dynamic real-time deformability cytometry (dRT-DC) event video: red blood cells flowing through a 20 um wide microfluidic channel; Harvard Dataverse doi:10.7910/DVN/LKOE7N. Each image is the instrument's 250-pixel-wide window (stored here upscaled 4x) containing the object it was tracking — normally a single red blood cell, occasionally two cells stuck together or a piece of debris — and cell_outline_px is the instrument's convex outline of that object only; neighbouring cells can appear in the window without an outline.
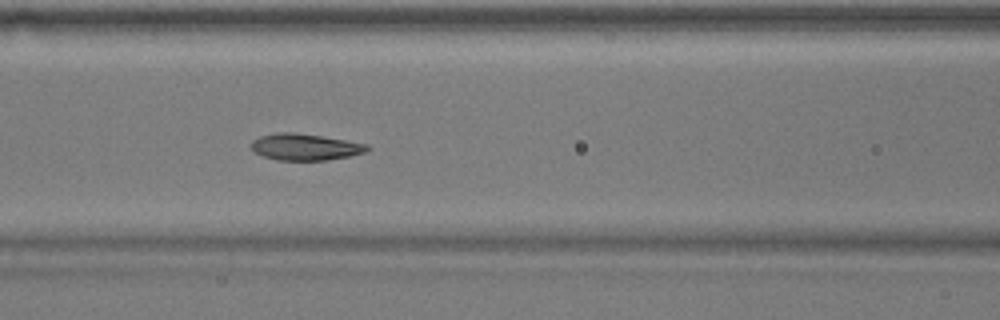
{"species": "common noctule bat (a hibernating species)", "species_latin": "Nyctalus noctula", "temperature_condition": "warm", "stored_images_in_passage": 54, "camera_frame_rate_fps": 3000, "um_per_image_px": 0.085, "animal": {"sex": "male", "body_mass_g": 17.9}, "frame": {"image": 1, "passage_image": 23, "time_ms": 7.333, "image_size_px": [1000, 320], "cell_outline_px": [[372, 148], [364, 152], [348, 156], [324, 160], [276, 160], [252, 152], [252, 140], [260, 136], [280, 132], [296, 132], [324, 136], [368, 144]], "centroid_in_image_um": [25.93, 12.48], "position_along_channel_um": 140.7, "area_um2": 17.98}}
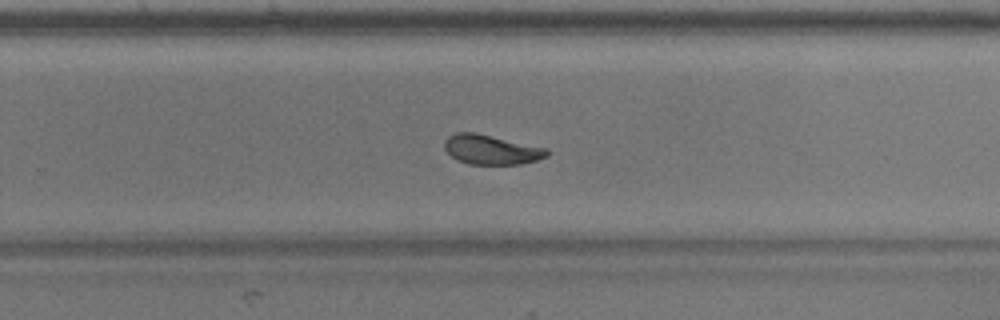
{"frame": {"image": 2, "passage_image": 35, "time_ms": 11.333, "image_size_px": [1000, 320], "cell_outline_px": [[548, 156], [536, 160], [520, 164], [468, 164], [456, 160], [444, 148], [444, 140], [448, 136], [456, 132], [476, 132], [548, 148]], "centroid_in_image_um": [41.74, 12.71], "position_along_channel_um": 288.1, "area_um2": 17.8}}
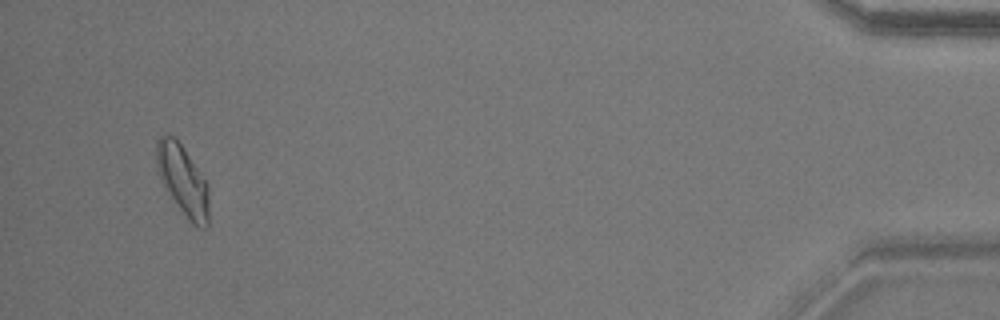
{"frame": {"image": 3, "passage_image": 52, "time_ms": 17.0, "image_size_px": [1000, 320], "cell_outline_px": [[208, 228], [204, 228], [192, 224], [188, 220], [168, 196], [160, 180], [156, 164], [156, 140], [160, 136], [172, 136], [180, 144], [208, 184]], "centroid_in_image_um": [15.51, 15.38], "position_along_channel_um": 419.7, "area_um2": 21.44}, "authors_computed_cell_mechanics": {"area_um2": 18.6983, "velocity_mm_per_s": 3.6973, "shape_relaxation_time_tau1_ms": 4.7225, "shape_relaxation_time_tau2_ms": 1.7937, "deformation_change_tau1": 0.1374, "deformation_change_tau2": 0.078}}